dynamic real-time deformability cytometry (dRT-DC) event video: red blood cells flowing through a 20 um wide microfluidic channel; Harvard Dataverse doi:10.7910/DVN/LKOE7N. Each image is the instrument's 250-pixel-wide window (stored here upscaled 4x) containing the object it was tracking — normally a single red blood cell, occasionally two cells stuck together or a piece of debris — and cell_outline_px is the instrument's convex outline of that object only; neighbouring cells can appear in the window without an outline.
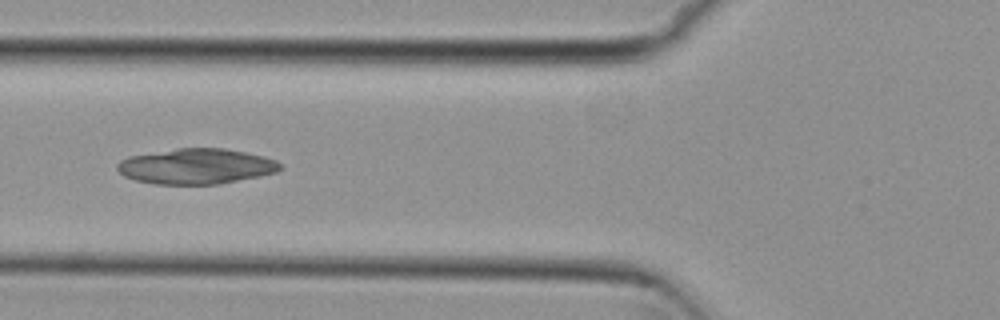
{"species": "common noctule bat (a hibernating species)", "species_latin": "Nyctalus noctula", "temperature_condition": "cold", "stored_images_in_passage": 40, "camera_frame_rate_fps": 3000, "um_per_image_px": 0.085, "animal": {"sex": "female", "body_mass_g": 29.2, "forearm_length_mm": 56.3}, "frame": {"image": 1, "passage_image": 12, "time_ms": 3.667, "image_size_px": [1000, 320], "cell_outline_px": [[280, 168], [276, 172], [260, 176], [216, 184], [156, 184], [136, 180], [124, 176], [116, 168], [116, 164], [120, 160], [128, 156], [176, 148], [224, 148], [264, 156], [276, 160], [280, 164]], "centroid_in_image_um": [16.64, 14.13], "position_along_channel_um": 109.2, "area_um2": 33.52}}
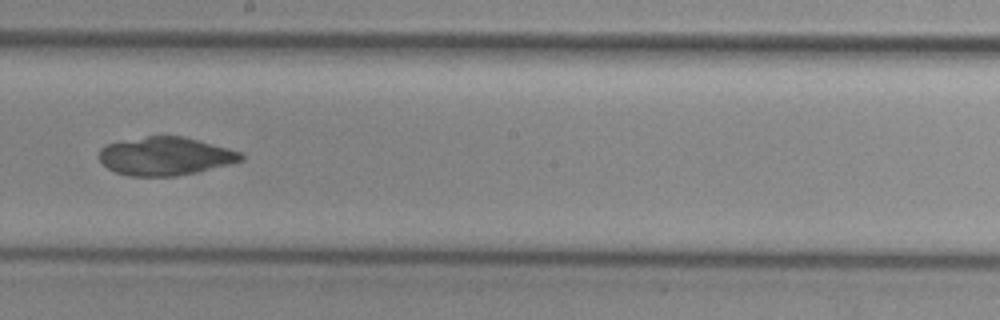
{"frame": {"image": 2, "passage_image": 22, "time_ms": 7.0, "image_size_px": [1000, 320], "cell_outline_px": [[244, 160], [232, 164], [196, 172], [176, 176], [128, 176], [116, 172], [108, 168], [96, 156], [100, 148], [108, 144], [148, 136], [184, 136], [228, 148], [240, 152], [244, 156]], "centroid_in_image_um": [14.06, 13.28], "position_along_channel_um": 234.1, "area_um2": 31.62}}
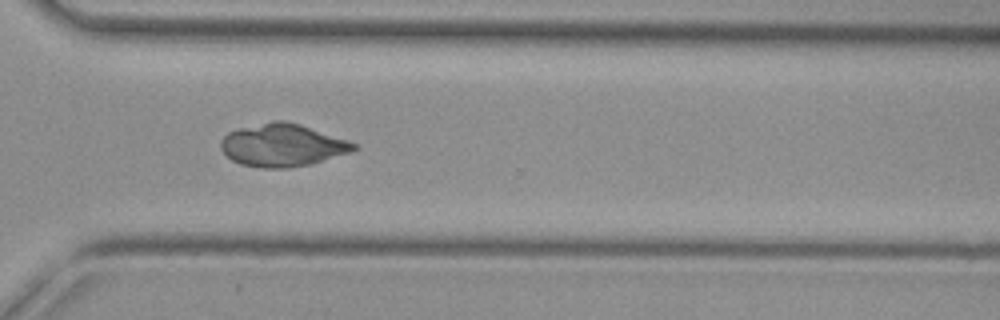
{"frame": {"image": 3, "passage_image": 31, "time_ms": 10.0, "image_size_px": [1000, 320], "cell_outline_px": [[360, 148], [352, 152], [312, 164], [288, 168], [260, 168], [240, 164], [232, 160], [220, 148], [220, 140], [228, 132], [240, 128], [272, 120], [288, 120], [348, 140], [356, 144]], "centroid_in_image_um": [24.03, 12.34], "position_along_channel_um": 346.6, "area_um2": 33.35}}